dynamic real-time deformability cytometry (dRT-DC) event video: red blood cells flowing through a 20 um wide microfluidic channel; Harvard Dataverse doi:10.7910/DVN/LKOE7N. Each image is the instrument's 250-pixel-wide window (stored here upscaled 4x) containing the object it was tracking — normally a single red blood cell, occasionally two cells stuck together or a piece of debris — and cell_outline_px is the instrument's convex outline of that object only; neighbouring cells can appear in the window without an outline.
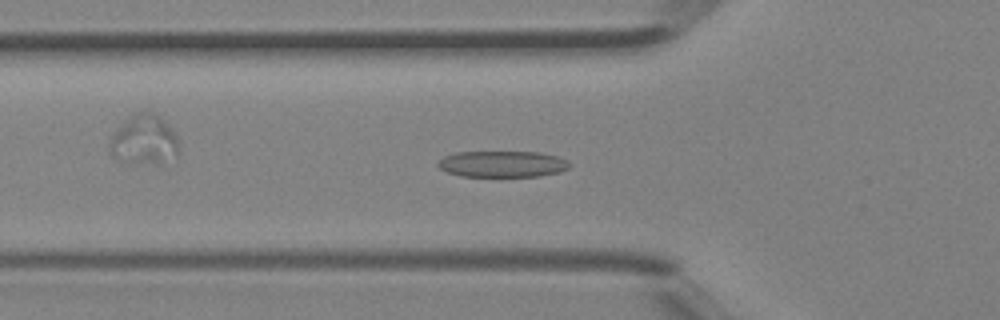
{"species": "Egyptian fruit bat (a non-hibernating species)", "species_latin": "Rousettus aegyptiacus", "temperature_condition": "room temperature", "stored_images_in_passage": 26, "camera_frame_rate_fps": 3000, "um_per_image_px": 0.085, "animal": {"sex": "female"}, "frame": {"image": 1, "passage_image": 10, "time_ms": 3.0, "image_size_px": [1000, 320], "cell_outline_px": [[572, 164], [568, 168], [560, 172], [540, 176], [460, 176], [448, 172], [440, 168], [436, 164], [444, 156], [456, 152], [540, 152], [556, 156], [568, 160]], "centroid_in_image_um": [42.73, 13.94], "position_along_channel_um": 83.1, "area_um2": 20.17}}
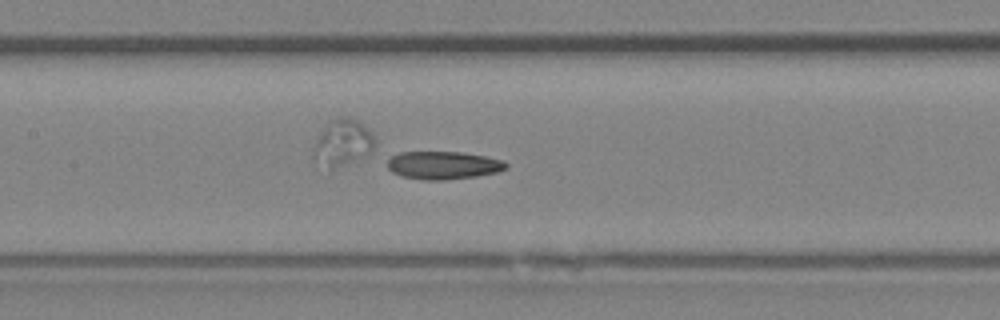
{"frame": {"image": 2, "passage_image": 16, "time_ms": 5.0, "image_size_px": [1000, 320], "cell_outline_px": [[508, 168], [496, 172], [476, 176], [444, 180], [424, 180], [400, 176], [392, 172], [388, 168], [388, 160], [392, 156], [400, 152], [460, 152], [484, 156], [504, 160], [508, 164]], "centroid_in_image_um": [37.68, 14.05], "position_along_channel_um": 169.7, "area_um2": 19.31}}
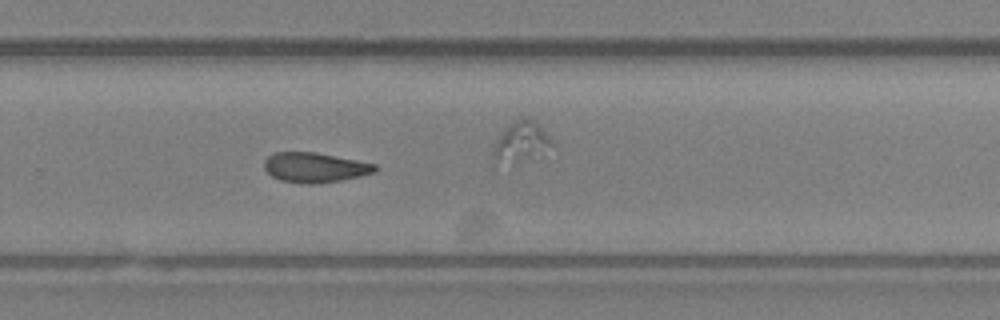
{"frame": {"image": 3, "passage_image": 25, "time_ms": 8.0, "image_size_px": [1000, 320], "cell_outline_px": [[376, 172], [360, 176], [340, 180], [308, 184], [280, 180], [272, 176], [264, 168], [264, 160], [272, 152], [316, 152], [376, 164]], "centroid_in_image_um": [26.74, 14.22], "position_along_channel_um": 303.1, "area_um2": 19.13}}